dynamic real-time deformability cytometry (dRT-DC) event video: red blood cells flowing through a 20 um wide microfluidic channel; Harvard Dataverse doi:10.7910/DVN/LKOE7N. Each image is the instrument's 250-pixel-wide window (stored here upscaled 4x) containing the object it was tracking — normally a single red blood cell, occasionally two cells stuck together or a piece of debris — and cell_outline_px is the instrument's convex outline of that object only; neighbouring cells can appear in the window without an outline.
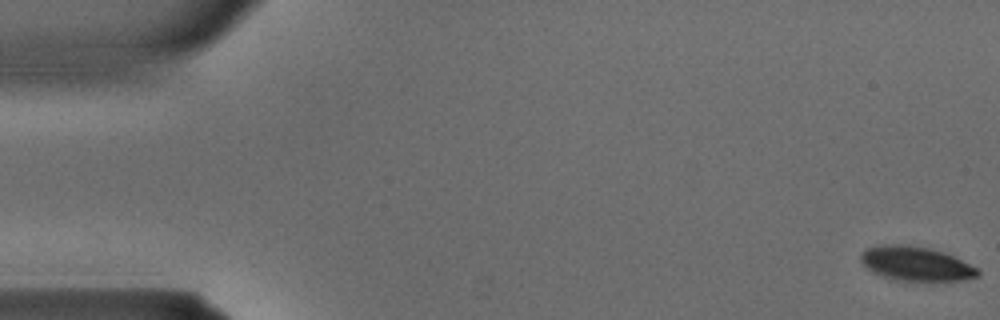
{"species": "common noctule bat (a hibernating species)", "species_latin": "Nyctalus noctula", "temperature_condition": "warm", "stored_images_in_passage": 36, "camera_frame_rate_fps": 3000, "um_per_image_px": 0.085, "animal": {"sex": "male", "body_mass_g": 15.6}, "frame": {"image": 1, "passage_image": 1, "time_ms": 0.0, "image_size_px": [1000, 320], "cell_outline_px": [[980, 272], [976, 276], [964, 280], [900, 280], [884, 276], [872, 272], [860, 260], [860, 252], [868, 248], [880, 244], [908, 244], [928, 248], [944, 252], [976, 268]], "centroid_in_image_um": [77.8, 22.39], "position_along_channel_um": 7.2, "area_um2": 22.95}}
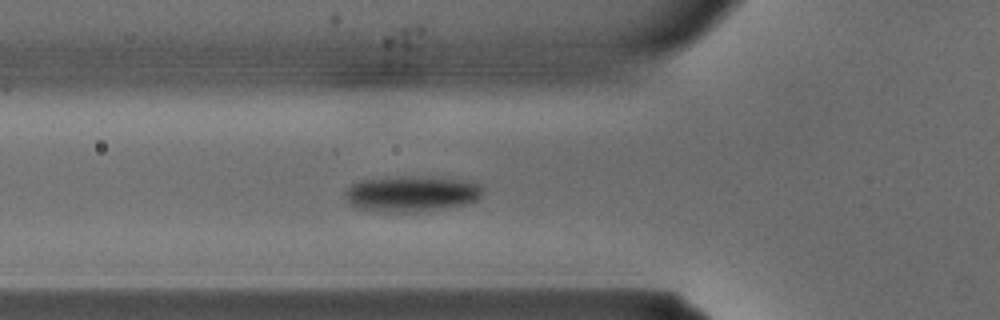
{"frame": {"image": 2, "passage_image": 13, "time_ms": 4.0, "image_size_px": [1000, 320], "cell_outline_px": [[484, 192], [476, 200], [464, 204], [448, 208], [412, 212], [384, 212], [360, 208], [352, 204], [348, 200], [344, 192], [352, 184], [360, 180], [400, 176], [432, 176], [472, 180], [480, 184], [484, 188]], "centroid_in_image_um": [35.07, 16.44], "position_along_channel_um": 90.7, "area_um2": 29.13}}
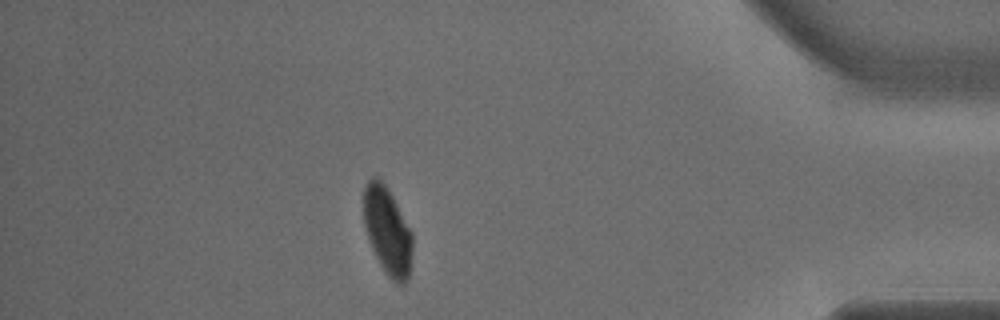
{"frame": {"image": 3, "passage_image": 32, "time_ms": 10.333, "image_size_px": [1000, 320], "cell_outline_px": [[412, 248], [408, 280], [404, 284], [396, 284], [384, 272], [372, 248], [364, 228], [364, 184], [372, 176], [376, 176], [384, 184], [392, 196], [412, 232]], "centroid_in_image_um": [32.92, 19.64], "position_along_channel_um": 402.3, "area_um2": 24.8}}